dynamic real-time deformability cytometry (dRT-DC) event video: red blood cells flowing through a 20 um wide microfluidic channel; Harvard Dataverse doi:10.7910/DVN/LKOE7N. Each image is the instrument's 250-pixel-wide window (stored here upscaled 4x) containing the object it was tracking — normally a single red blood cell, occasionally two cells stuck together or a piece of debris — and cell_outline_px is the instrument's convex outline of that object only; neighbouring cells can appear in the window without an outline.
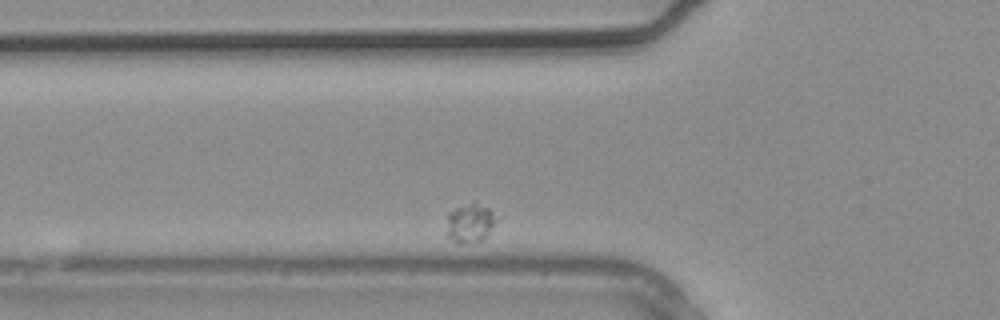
{"species": "common noctule bat (a hibernating species)", "species_latin": "Nyctalus noctula", "temperature_condition": "warm", "stored_images_in_passage": 3, "segment_of_instrument_passage": [2, 2], "camera_frame_rate_fps": 3000, "um_per_image_px": 0.085, "animal": {"sex": "male", "body_mass_g": 20.4}, "frame": {"image": 1, "passage_image": 3, "time_ms": 0.667, "image_size_px": [1000, 320], "cell_outline_px": [[496, 220], [484, 236], [480, 240], [464, 244], [456, 244], [444, 236], [448, 212], [456, 208], [472, 204], [488, 208], [492, 212]], "centroid_in_image_um": [39.82, 19.03], "position_along_channel_um": 86.0, "area_um2": 10.98}}